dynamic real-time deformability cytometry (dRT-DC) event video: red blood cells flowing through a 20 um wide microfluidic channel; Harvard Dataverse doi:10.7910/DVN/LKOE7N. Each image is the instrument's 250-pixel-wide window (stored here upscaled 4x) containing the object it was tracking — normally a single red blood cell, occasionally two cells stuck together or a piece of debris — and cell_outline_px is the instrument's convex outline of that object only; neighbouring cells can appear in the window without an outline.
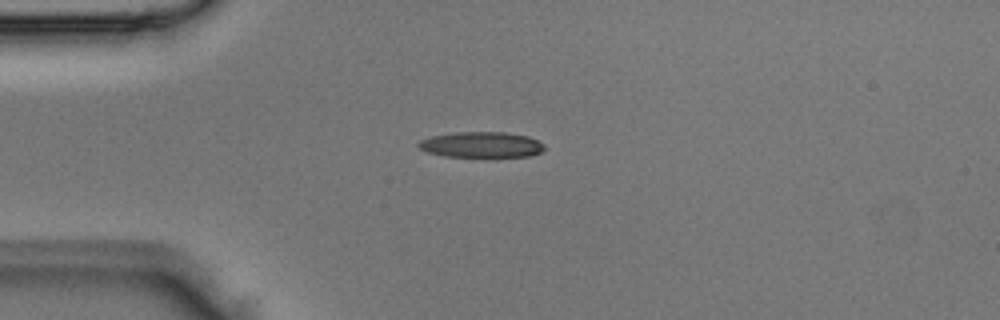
{"species": "Egyptian fruit bat (a non-hibernating species)", "species_latin": "Rousettus aegyptiacus", "temperature_condition": "room temperature", "stored_images_in_passage": 2, "camera_frame_rate_fps": 3000, "um_per_image_px": 0.085, "animal": {"sex": "male"}, "frame": {"image": 1, "passage_image": 1, "time_ms": 0.0, "image_size_px": [1000, 320], "cell_outline_px": [[544, 148], [540, 152], [528, 156], [444, 156], [428, 152], [420, 148], [416, 144], [420, 140], [432, 136], [456, 132], [508, 132], [528, 136], [544, 144]], "centroid_in_image_um": [40.91, 12.28], "position_along_channel_um": 44.1, "area_um2": 18.61}}